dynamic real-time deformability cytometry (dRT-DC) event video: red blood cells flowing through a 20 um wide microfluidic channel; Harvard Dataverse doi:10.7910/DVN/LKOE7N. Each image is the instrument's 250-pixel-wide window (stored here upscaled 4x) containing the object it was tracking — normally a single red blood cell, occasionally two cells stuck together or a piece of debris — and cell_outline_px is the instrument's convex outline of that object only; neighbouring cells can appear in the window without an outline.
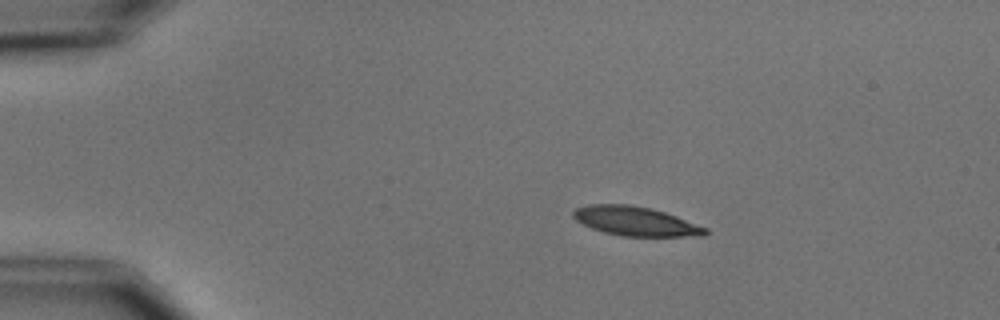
{"species": "common noctule bat (a hibernating species)", "species_latin": "Nyctalus noctula", "temperature_condition": "cold", "stored_images_in_passage": 5, "camera_frame_rate_fps": 3000, "um_per_image_px": 0.085, "animal": {"sex": "male", "body_mass_g": 15.6}, "frame": {"image": 1, "passage_image": 3, "time_ms": 2.333, "image_size_px": [1000, 320], "cell_outline_px": [[708, 232], [704, 236], [620, 236], [604, 232], [592, 228], [576, 220], [572, 216], [572, 212], [576, 208], [588, 204], [628, 204], [652, 208], [676, 216], [708, 228]], "centroid_in_image_um": [54.02, 18.8], "position_along_channel_um": 31.0, "area_um2": 22.48}}
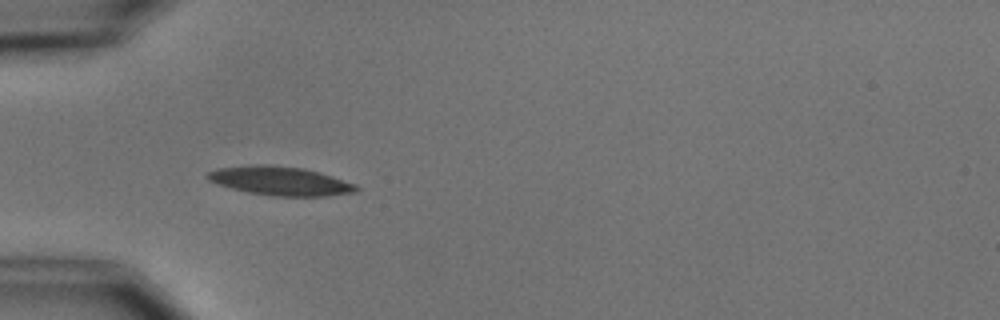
{"frame": {"image": 2, "passage_image": 5, "time_ms": 4.667, "image_size_px": [1000, 320], "cell_outline_px": [[360, 188], [356, 192], [328, 196], [272, 196], [248, 192], [216, 184], [208, 180], [204, 176], [208, 172], [216, 168], [252, 164], [272, 164], [304, 168], [320, 172], [356, 184]], "centroid_in_image_um": [23.8, 15.37], "position_along_channel_um": 61.2, "area_um2": 25.37}}